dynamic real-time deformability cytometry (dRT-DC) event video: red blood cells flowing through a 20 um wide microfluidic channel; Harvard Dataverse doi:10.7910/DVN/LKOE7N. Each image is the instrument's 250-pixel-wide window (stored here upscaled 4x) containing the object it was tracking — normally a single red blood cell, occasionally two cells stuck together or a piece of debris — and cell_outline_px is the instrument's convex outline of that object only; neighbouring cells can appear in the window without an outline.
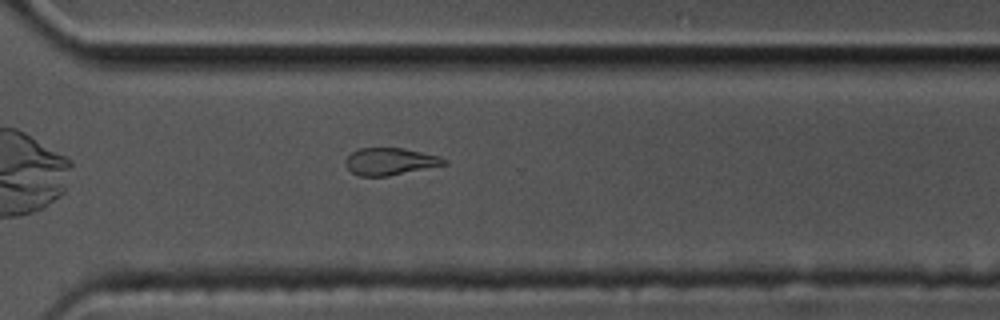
{"species": "common noctule bat (a hibernating species)", "species_latin": "Nyctalus noctula", "temperature_condition": "cold", "stored_images_in_passage": 35, "camera_frame_rate_fps": 3000, "um_per_image_px": 0.085, "animal": {"sex": "male", "body_mass_g": 17.5, "forearm_length_mm": 52.3}, "frame": {"image": 1, "passage_image": 25, "time_ms": 8.0, "image_size_px": [1000, 320], "cell_outline_px": [[448, 164], [388, 176], [360, 176], [352, 172], [344, 164], [344, 160], [352, 152], [360, 148], [404, 148], [440, 156], [448, 160]], "centroid_in_image_um": [33.17, 13.72], "position_along_channel_um": 337.4, "area_um2": 15.66}, "authors_computed_cell_mechanics": {"area_um2": 16.7042, "velocity_mm_per_s": 3.4479, "shape_relaxation_time_tau1_ms": 4.2293, "shape_relaxation_time_tau2_ms": null, "deformation_change_tau1": 0.1316, "deformation_change_tau2": null}}